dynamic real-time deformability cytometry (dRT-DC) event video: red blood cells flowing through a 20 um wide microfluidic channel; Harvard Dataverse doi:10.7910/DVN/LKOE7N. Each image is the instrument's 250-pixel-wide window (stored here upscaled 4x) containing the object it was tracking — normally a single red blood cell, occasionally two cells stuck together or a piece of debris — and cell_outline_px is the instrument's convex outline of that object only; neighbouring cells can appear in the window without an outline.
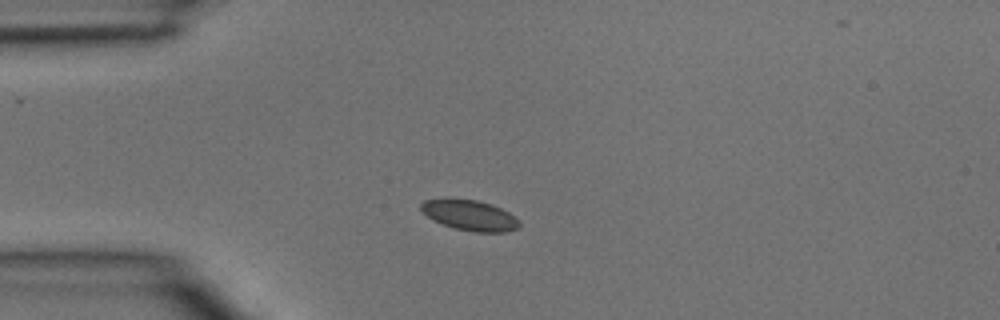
{"species": "common noctule bat (a hibernating species)", "species_latin": "Nyctalus noctula", "temperature_condition": "room temperature", "stored_images_in_passage": 1, "camera_frame_rate_fps": 3000, "um_per_image_px": 0.085, "animal": {"sex": "male", "body_mass_g": 15.6}, "frame": {"image": 1, "passage_image": 1, "time_ms": 0.0, "image_size_px": [1000, 320], "cell_outline_px": [[520, 228], [504, 232], [476, 232], [456, 228], [432, 220], [420, 208], [420, 204], [424, 200], [476, 200], [492, 204], [508, 212], [520, 220]], "centroid_in_image_um": [39.99, 18.32], "position_along_channel_um": 45.0, "area_um2": 17.05}}